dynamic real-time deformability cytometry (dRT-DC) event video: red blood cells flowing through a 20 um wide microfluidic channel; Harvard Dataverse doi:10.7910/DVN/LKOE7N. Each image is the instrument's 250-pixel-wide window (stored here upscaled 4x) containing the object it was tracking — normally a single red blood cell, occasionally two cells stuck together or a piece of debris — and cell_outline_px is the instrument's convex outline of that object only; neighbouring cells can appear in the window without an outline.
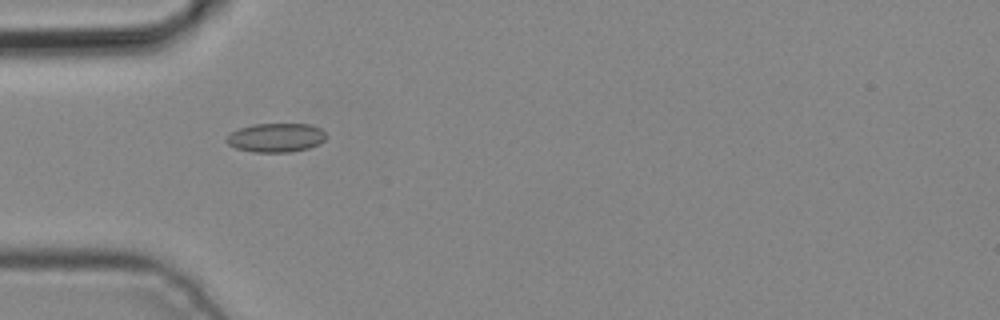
{"species": "common noctule bat (a hibernating species)", "species_latin": "Nyctalus noctula", "temperature_condition": "cold", "stored_images_in_passage": 5, "camera_frame_rate_fps": 3000, "um_per_image_px": 0.085, "animal": {"sex": "male", "body_mass_g": 19.2, "forearm_length_mm": 51.8}, "frame": {"image": 1, "passage_image": 5, "time_ms": 1.333, "image_size_px": [1000, 320], "cell_outline_px": [[328, 136], [320, 144], [308, 148], [288, 152], [252, 152], [236, 148], [228, 144], [224, 140], [232, 132], [240, 128], [252, 124], [308, 124], [320, 128]], "centroid_in_image_um": [23.46, 11.7], "position_along_channel_um": 61.5, "area_um2": 16.82}}